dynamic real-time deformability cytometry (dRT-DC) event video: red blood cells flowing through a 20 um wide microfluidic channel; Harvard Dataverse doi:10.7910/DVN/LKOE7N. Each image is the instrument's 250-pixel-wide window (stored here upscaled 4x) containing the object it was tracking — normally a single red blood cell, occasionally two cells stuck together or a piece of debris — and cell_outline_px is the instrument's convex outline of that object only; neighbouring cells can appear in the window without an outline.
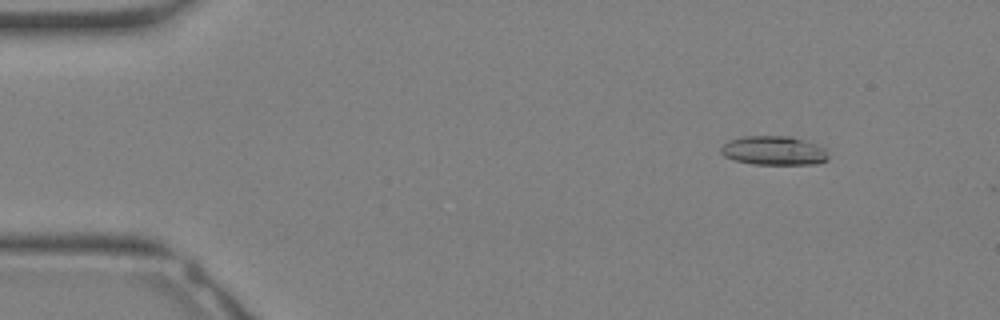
{"species": "Egyptian fruit bat (a non-hibernating species)", "species_latin": "Rousettus aegyptiacus", "temperature_condition": "warm", "stored_images_in_passage": 30, "camera_frame_rate_fps": 3000, "um_per_image_px": 0.085, "animal": {"sex": "female"}, "frame": {"image": 1, "passage_image": 2, "time_ms": 0.333, "image_size_px": [1000, 320], "cell_outline_px": [[828, 160], [816, 164], [752, 164], [736, 160], [724, 156], [720, 152], [720, 148], [728, 140], [740, 136], [788, 136], [820, 144], [828, 152]], "centroid_in_image_um": [65.79, 12.79], "position_along_channel_um": 19.2, "area_um2": 18.38}}
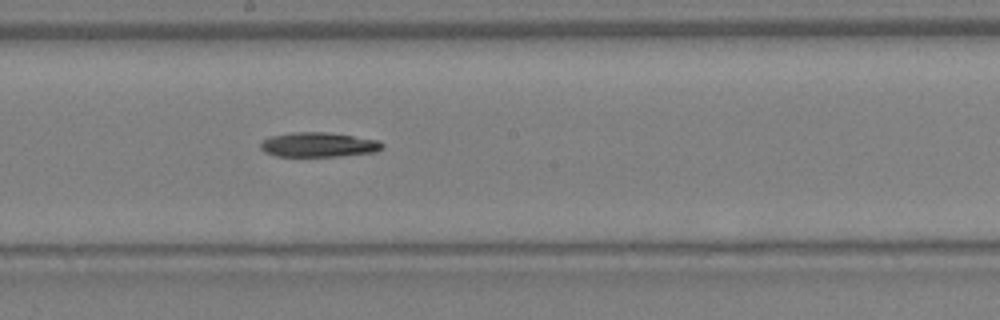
{"frame": {"image": 2, "passage_image": 16, "time_ms": 5.0, "image_size_px": [1000, 320], "cell_outline_px": [[384, 148], [376, 152], [340, 156], [276, 156], [264, 152], [260, 148], [260, 144], [264, 140], [272, 136], [292, 132], [324, 132], [380, 140], [384, 144]], "centroid_in_image_um": [27.1, 12.3], "position_along_channel_um": 221.1, "area_um2": 17.46}}
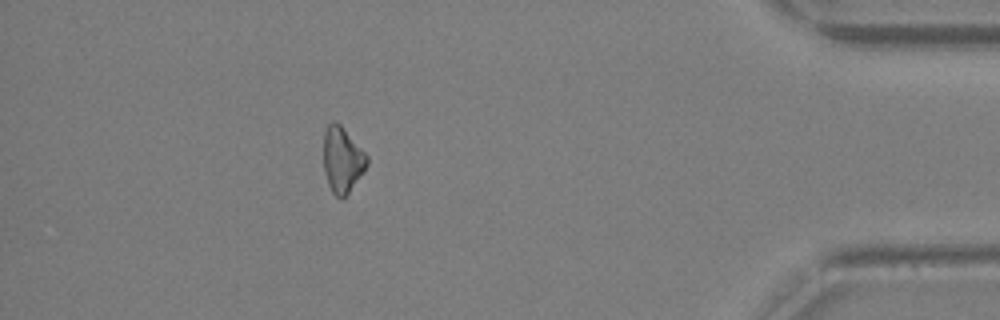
{"frame": {"image": 3, "passage_image": 27, "time_ms": 8.667, "image_size_px": [1000, 320], "cell_outline_px": [[368, 164], [364, 172], [348, 192], [344, 196], [336, 196], [332, 192], [328, 184], [324, 172], [324, 132], [328, 124], [332, 120], [336, 120], [340, 124], [368, 156]], "centroid_in_image_um": [29.09, 13.54], "position_along_channel_um": 406.1, "area_um2": 16.47}}